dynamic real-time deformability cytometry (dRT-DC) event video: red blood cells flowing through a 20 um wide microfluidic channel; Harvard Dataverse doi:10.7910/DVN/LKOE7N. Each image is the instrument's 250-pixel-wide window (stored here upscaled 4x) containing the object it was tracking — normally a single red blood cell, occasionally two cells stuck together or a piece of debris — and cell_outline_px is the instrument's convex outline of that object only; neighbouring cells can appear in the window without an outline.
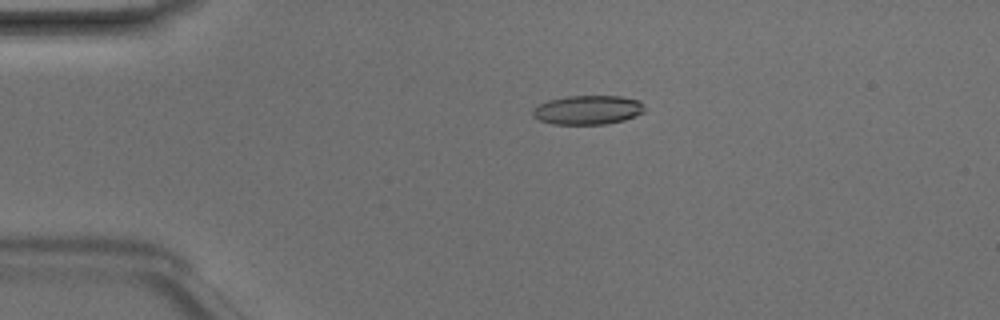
{"species": "Egyptian fruit bat (a non-hibernating species)", "species_latin": "Rousettus aegyptiacus", "temperature_condition": "room temperature", "stored_images_in_passage": 49, "camera_frame_rate_fps": 3000, "um_per_image_px": 0.085, "animal": {"sex": "male"}, "frame": {"image": 1, "passage_image": 11, "time_ms": 3.333, "image_size_px": [1000, 320], "cell_outline_px": [[644, 112], [624, 120], [604, 124], [552, 124], [540, 120], [532, 116], [532, 108], [548, 100], [568, 96], [620, 96], [640, 100], [644, 104]], "centroid_in_image_um": [49.96, 9.34], "position_along_channel_um": 35.0, "area_um2": 19.02}}
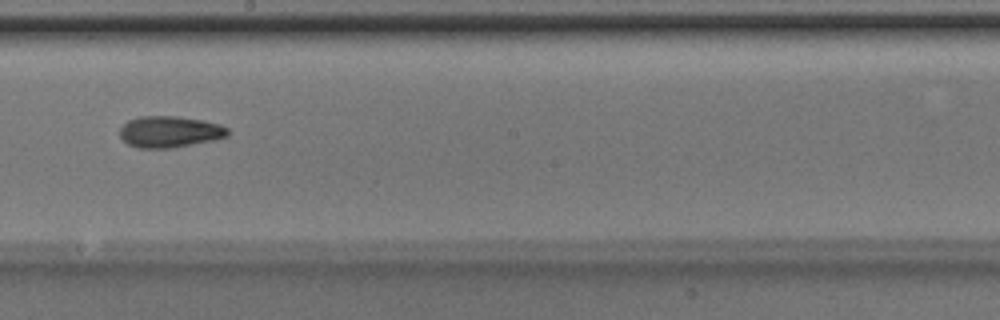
{"frame": {"image": 2, "passage_image": 28, "time_ms": 9.0, "image_size_px": [1000, 320], "cell_outline_px": [[228, 136], [216, 140], [172, 148], [140, 148], [128, 144], [120, 136], [120, 128], [128, 120], [140, 116], [176, 116], [204, 120], [220, 124], [228, 128]], "centroid_in_image_um": [14.45, 11.2], "position_along_channel_um": 233.8, "area_um2": 19.88}}
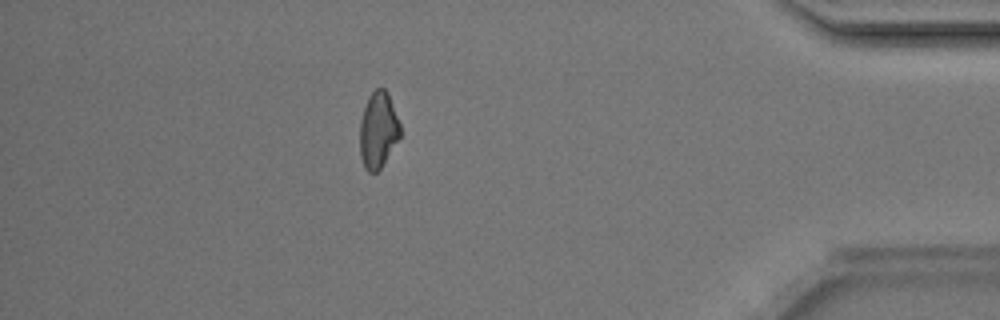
{"frame": {"image": 3, "passage_image": 43, "time_ms": 14.0, "image_size_px": [1000, 320], "cell_outline_px": [[400, 136], [380, 168], [376, 172], [368, 172], [364, 168], [360, 156], [360, 120], [368, 96], [376, 88], [384, 88], [388, 92], [400, 124]], "centroid_in_image_um": [32.13, 11.04], "position_along_channel_um": 403.1, "area_um2": 17.8}, "authors_computed_cell_mechanics": {"area_um2": 19.074, "velocity_mm_per_s": 4.2266, "shape_relaxation_time_tau1_ms": 4.2499, "shape_relaxation_time_tau2_ms": 3.6314, "deformation_change_tau1": 0.15, "deformation_change_tau2": 0.114}}